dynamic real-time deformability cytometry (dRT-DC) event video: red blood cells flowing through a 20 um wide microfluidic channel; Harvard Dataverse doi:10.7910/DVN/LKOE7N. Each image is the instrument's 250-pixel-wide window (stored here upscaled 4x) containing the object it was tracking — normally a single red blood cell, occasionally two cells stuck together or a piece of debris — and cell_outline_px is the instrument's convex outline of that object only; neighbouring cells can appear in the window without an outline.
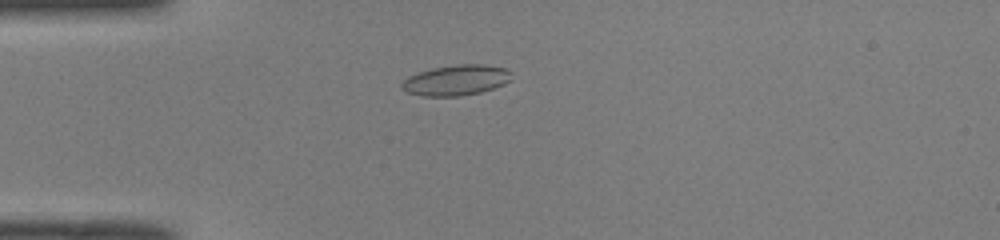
{"species": "common noctule bat (a hibernating species)", "species_latin": "Nyctalus noctula", "temperature_condition": "room temperature", "stored_images_in_passage": 44, "camera_frame_rate_fps": 3000, "um_per_image_px": 0.085, "animal": {"sex": "male", "body_mass_g": 19.0, "forearm_length_mm": 50.8}, "frame": {"image": 1, "passage_image": 8, "time_ms": 2.333, "image_size_px": [1000, 240], "cell_outline_px": [[500, 84], [476, 92], [448, 96], [432, 96], [412, 92], [404, 88], [404, 84], [412, 76], [424, 72], [440, 68], [500, 68]], "centroid_in_image_um": [38.53, 6.9], "position_along_channel_um": 46.5, "area_um2": 15.55}}
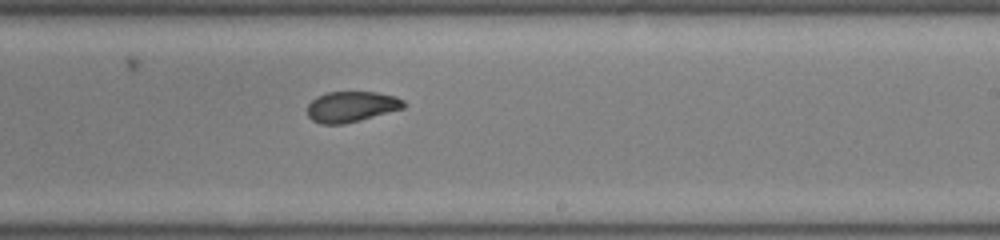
{"frame": {"image": 2, "passage_image": 25, "time_ms": 8.0, "image_size_px": [1000, 240], "cell_outline_px": [[404, 104], [400, 108], [356, 120], [336, 124], [328, 124], [316, 120], [308, 116], [308, 108], [312, 100], [320, 96], [332, 92], [372, 92], [392, 96], [400, 100]], "centroid_in_image_um": [29.81, 9.04], "position_along_channel_um": 259.2, "area_um2": 15.9}}
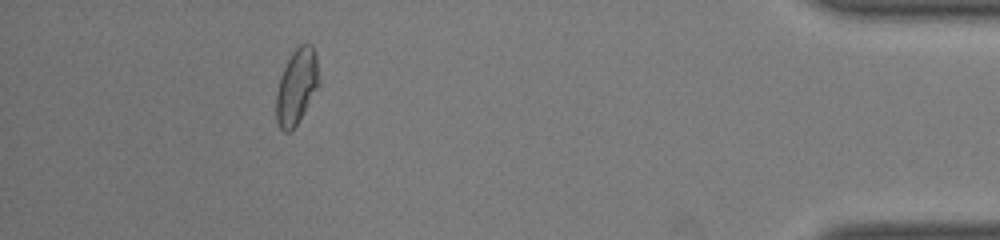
{"frame": {"image": 3, "passage_image": 40, "time_ms": 13.0, "image_size_px": [1000, 240], "cell_outline_px": [[316, 84], [296, 124], [292, 128], [280, 124], [276, 112], [276, 100], [280, 80], [288, 60], [300, 48], [312, 48], [316, 64]], "centroid_in_image_um": [25.15, 7.37], "position_along_channel_um": 410.0, "area_um2": 15.9}, "authors_computed_cell_mechanics": {"area_um2": 15.895, "velocity_mm_per_s": 4.0819, "shape_relaxation_time_tau1_ms": 10.6583, "shape_relaxation_time_tau2_ms": 2.0838, "deformation_change_tau1": 0.2352, "deformation_change_tau2": 0.0593}}